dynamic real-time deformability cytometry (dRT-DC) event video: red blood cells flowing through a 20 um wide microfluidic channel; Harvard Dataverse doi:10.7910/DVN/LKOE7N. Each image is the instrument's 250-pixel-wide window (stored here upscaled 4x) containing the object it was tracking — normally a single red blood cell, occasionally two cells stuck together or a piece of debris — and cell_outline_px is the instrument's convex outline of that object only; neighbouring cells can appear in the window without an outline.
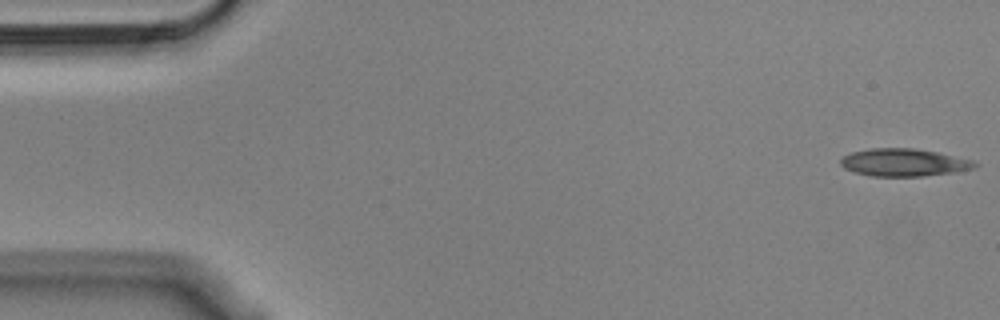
{"species": "Egyptian fruit bat (a non-hibernating species)", "species_latin": "Rousettus aegyptiacus", "temperature_condition": "cold", "stored_images_in_passage": 54, "camera_frame_rate_fps": 3000, "um_per_image_px": 0.085, "animal": {"sex": "male"}, "frame": {"image": 1, "passage_image": 1, "time_ms": 0.0, "image_size_px": [1000, 320], "cell_outline_px": [[980, 164], [976, 168], [956, 172], [924, 176], [872, 176], [856, 172], [844, 168], [840, 164], [840, 160], [844, 156], [852, 152], [872, 148], [912, 148], [936, 152], [972, 160]], "centroid_in_image_um": [76.86, 13.81], "position_along_channel_um": 8.1, "area_um2": 21.5}}
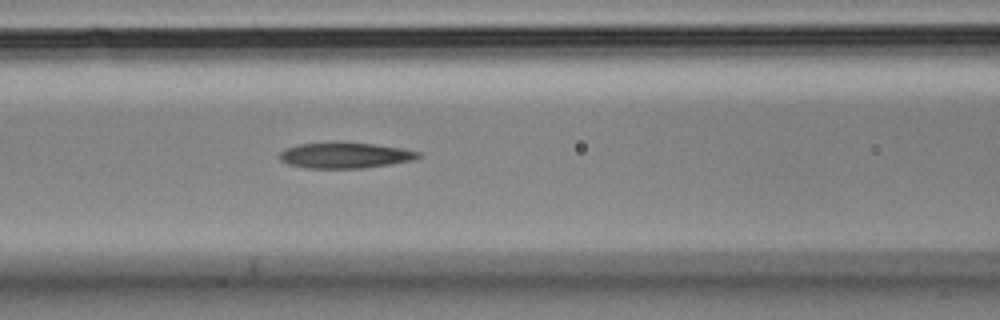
{"frame": {"image": 2, "passage_image": 22, "time_ms": 7.0, "image_size_px": [1000, 320], "cell_outline_px": [[420, 156], [416, 160], [392, 164], [360, 168], [308, 168], [288, 164], [280, 160], [280, 152], [284, 148], [300, 144], [332, 140], [336, 140], [372, 144], [404, 148], [420, 152]], "centroid_in_image_um": [29.33, 13.17], "position_along_channel_um": 137.3, "area_um2": 21.39}}
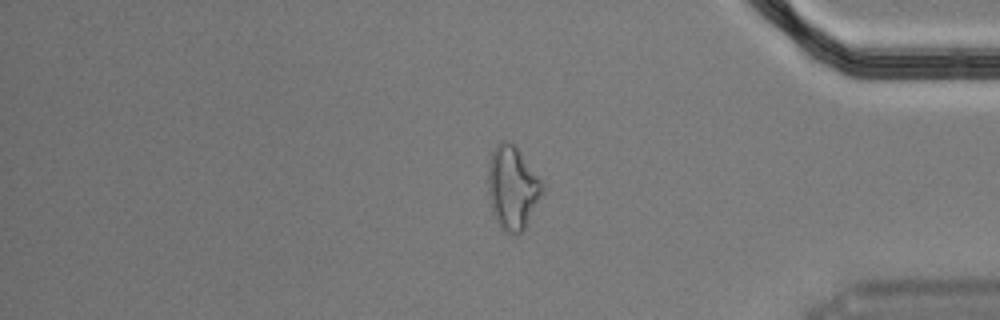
{"frame": {"image": 3, "passage_image": 45, "time_ms": 14.667, "image_size_px": [1000, 320], "cell_outline_px": [[544, 192], [524, 228], [520, 232], [504, 232], [500, 228], [492, 212], [488, 192], [488, 164], [492, 152], [496, 144], [500, 140], [508, 140], [516, 148], [540, 180], [544, 188]], "centroid_in_image_um": [43.53, 15.95], "position_along_channel_um": 391.7, "area_um2": 25.89}, "authors_computed_cell_mechanics": {"area_um2": 21.4438, "velocity_mm_per_s": 3.6421, "shape_relaxation_time_tau1_ms": null, "shape_relaxation_time_tau2_ms": 6.9358, "deformation_change_tau1": null, "deformation_change_tau2": 0.2013}}